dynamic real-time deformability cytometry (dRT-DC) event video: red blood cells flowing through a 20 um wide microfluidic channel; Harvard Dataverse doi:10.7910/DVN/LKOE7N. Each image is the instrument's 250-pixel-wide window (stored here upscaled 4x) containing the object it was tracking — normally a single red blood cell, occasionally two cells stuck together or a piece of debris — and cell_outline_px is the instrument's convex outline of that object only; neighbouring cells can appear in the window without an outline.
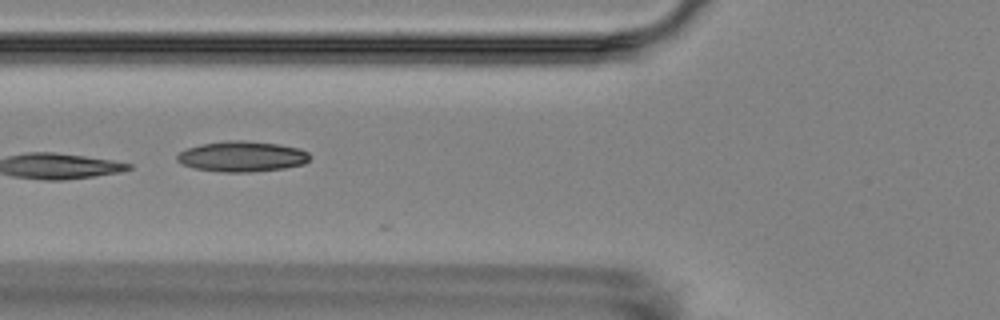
{"species": "Egyptian fruit bat (a non-hibernating species)", "species_latin": "Rousettus aegyptiacus", "temperature_condition": "room temperature", "stored_images_in_passage": 11, "camera_frame_rate_fps": 3000, "um_per_image_px": 0.085, "animal": {"sex": "female"}, "frame": {"image": 1, "passage_image": 5, "time_ms": 6.333, "image_size_px": [1000, 320], "cell_outline_px": [[312, 156], [304, 164], [284, 168], [252, 172], [224, 172], [196, 168], [180, 164], [176, 160], [176, 156], [180, 152], [188, 148], [200, 144], [228, 140], [244, 140], [276, 144], [300, 148], [308, 152]], "centroid_in_image_um": [20.58, 13.3], "position_along_channel_um": 105.2, "area_um2": 23.64}}
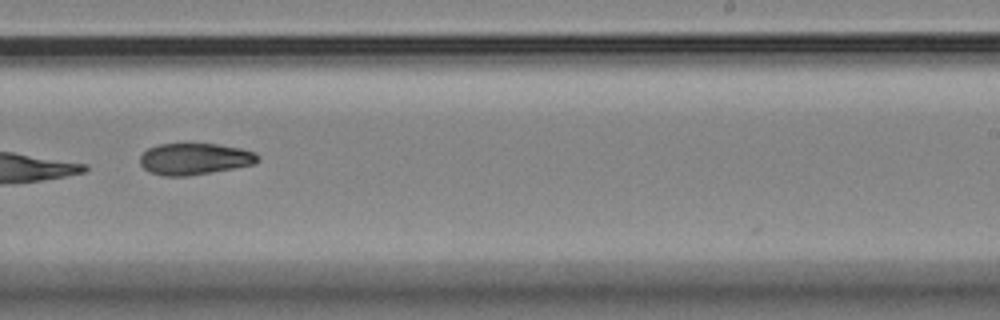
{"frame": {"image": 2, "passage_image": 9, "time_ms": 11.0, "image_size_px": [1000, 320], "cell_outline_px": [[260, 160], [256, 164], [188, 176], [164, 176], [152, 172], [144, 168], [140, 164], [140, 156], [148, 148], [160, 144], [216, 144], [240, 148], [256, 152], [260, 156]], "centroid_in_image_um": [16.58, 13.51], "position_along_channel_um": 272.4, "area_um2": 21.62}}
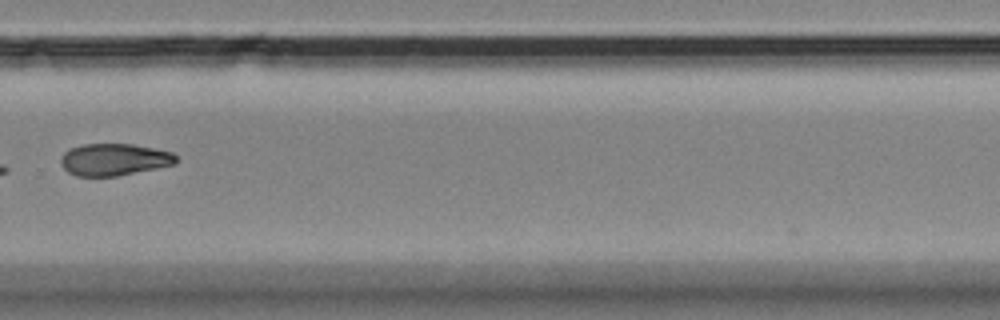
{"frame": {"image": 3, "passage_image": 10, "time_ms": 12.333, "image_size_px": [1000, 320], "cell_outline_px": [[176, 164], [116, 176], [76, 176], [68, 172], [60, 164], [60, 156], [64, 152], [72, 148], [84, 144], [132, 144], [172, 152], [176, 156]], "centroid_in_image_um": [9.67, 13.56], "position_along_channel_um": 320.1, "area_um2": 21.39}}